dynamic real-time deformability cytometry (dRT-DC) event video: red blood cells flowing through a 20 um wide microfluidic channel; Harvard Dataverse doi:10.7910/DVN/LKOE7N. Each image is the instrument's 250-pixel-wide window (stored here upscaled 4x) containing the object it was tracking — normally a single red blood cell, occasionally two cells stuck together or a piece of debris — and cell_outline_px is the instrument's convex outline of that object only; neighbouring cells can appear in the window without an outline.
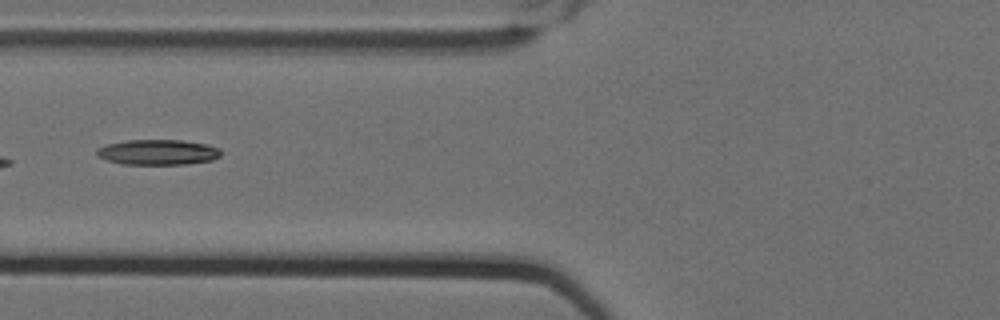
{"species": "Egyptian fruit bat (a non-hibernating species)", "species_latin": "Rousettus aegyptiacus", "temperature_condition": "cold", "stored_images_in_passage": 8, "camera_frame_rate_fps": 3000, "um_per_image_px": 0.085, "animal": {"sex": "female"}, "frame": {"image": 1, "passage_image": 8, "time_ms": 2.333, "image_size_px": [1000, 320], "cell_outline_px": [[220, 156], [212, 160], [188, 164], [124, 164], [108, 160], [96, 156], [96, 148], [108, 144], [128, 140], [180, 140], [208, 144], [220, 148]], "centroid_in_image_um": [13.43, 12.93], "position_along_channel_um": 112.4, "area_um2": 18.32}}